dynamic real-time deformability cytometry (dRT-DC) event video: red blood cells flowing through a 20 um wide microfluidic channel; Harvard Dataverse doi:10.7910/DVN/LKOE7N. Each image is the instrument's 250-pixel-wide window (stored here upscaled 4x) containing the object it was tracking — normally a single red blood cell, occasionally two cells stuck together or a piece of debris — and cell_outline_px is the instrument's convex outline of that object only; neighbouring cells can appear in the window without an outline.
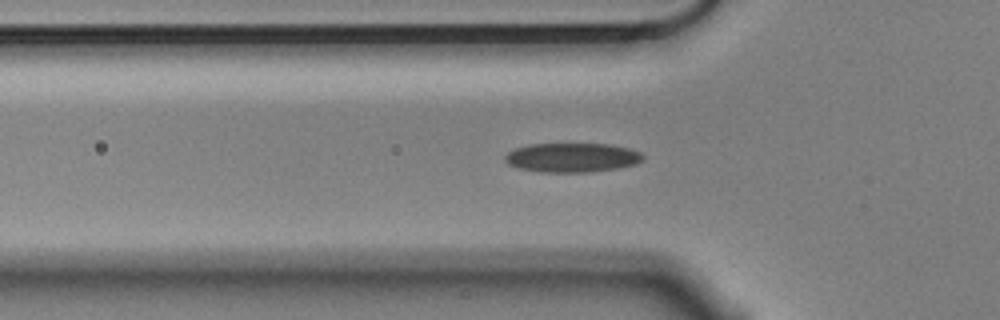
{"species": "Egyptian fruit bat (a non-hibernating species)", "species_latin": "Rousettus aegyptiacus", "temperature_condition": "cold", "stored_images_in_passage": 47, "camera_frame_rate_fps": 3000, "um_per_image_px": 0.085, "animal": {"sex": "male"}, "frame": {"image": 1, "passage_image": 13, "time_ms": 4.0, "image_size_px": [1000, 320], "cell_outline_px": [[644, 160], [636, 164], [616, 168], [584, 172], [540, 172], [520, 168], [508, 164], [504, 160], [504, 156], [508, 152], [516, 148], [528, 144], [612, 144], [628, 148], [640, 152], [644, 156]], "centroid_in_image_um": [48.62, 13.38], "position_along_channel_um": 77.2, "area_um2": 23.47}}
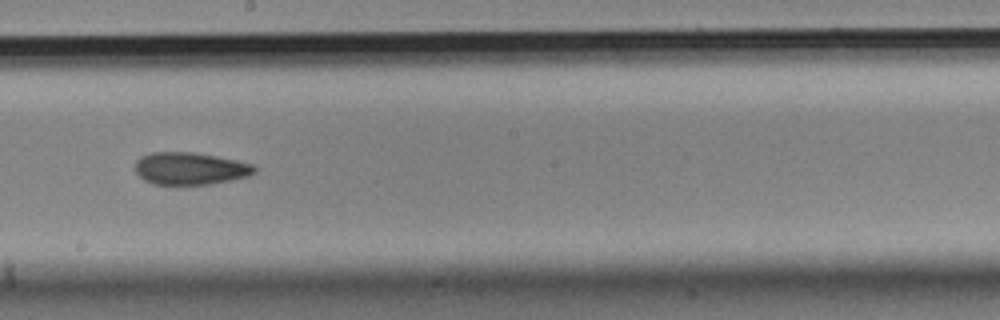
{"frame": {"image": 2, "passage_image": 26, "time_ms": 8.333, "image_size_px": [1000, 320], "cell_outline_px": [[256, 172], [248, 176], [232, 180], [208, 184], [152, 184], [144, 180], [136, 172], [136, 160], [140, 156], [152, 152], [192, 152], [236, 160], [252, 164], [256, 168]], "centroid_in_image_um": [16.15, 14.32], "position_along_channel_um": 232.0, "area_um2": 22.37}}
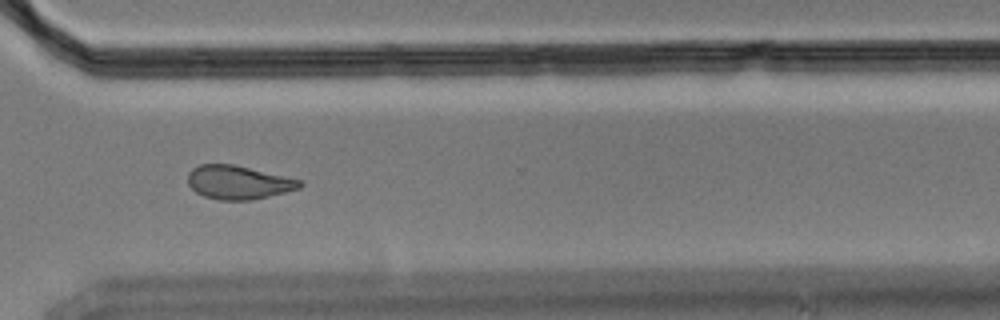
{"frame": {"image": 3, "passage_image": 36, "time_ms": 11.667, "image_size_px": [1000, 320], "cell_outline_px": [[304, 184], [300, 188], [252, 200], [220, 200], [204, 196], [196, 192], [188, 184], [188, 172], [192, 168], [200, 164], [232, 164], [304, 180]], "centroid_in_image_um": [20.27, 15.5], "position_along_channel_um": 350.3, "area_um2": 21.96}, "authors_computed_cell_mechanics": {"area_um2": 22.9466, "velocity_mm_per_s": 3.556, "shape_relaxation_time_tau1_ms": 4.9363, "shape_relaxation_time_tau2_ms": 4.6627, "deformation_change_tau1": 0.1214, "deformation_change_tau2": 0.107}}